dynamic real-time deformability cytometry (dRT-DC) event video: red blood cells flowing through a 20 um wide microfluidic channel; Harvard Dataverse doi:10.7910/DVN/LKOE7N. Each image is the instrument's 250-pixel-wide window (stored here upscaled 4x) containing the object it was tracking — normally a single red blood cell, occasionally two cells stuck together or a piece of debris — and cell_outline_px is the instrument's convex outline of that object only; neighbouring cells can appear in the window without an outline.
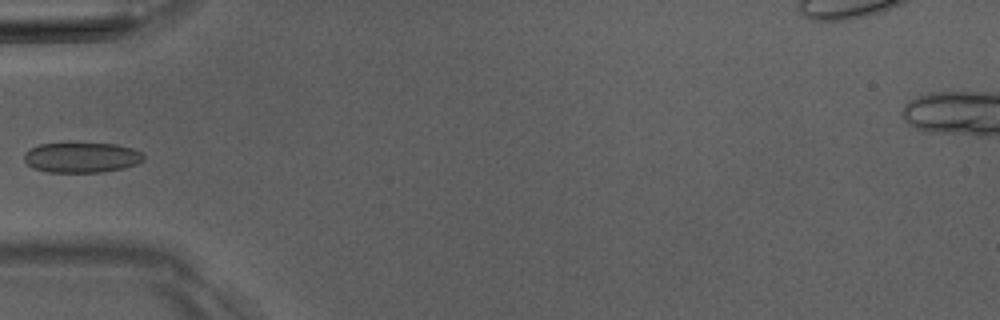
{"species": "Egyptian fruit bat (a non-hibernating species)", "species_latin": "Rousettus aegyptiacus", "temperature_condition": "room temperature", "stored_images_in_passage": 6, "camera_frame_rate_fps": 3000, "um_per_image_px": 0.085, "animal": {"sex": "male"}, "frame": {"image": 1, "passage_image": 5, "time_ms": 5.667, "image_size_px": [1000, 320], "cell_outline_px": [[144, 160], [136, 164], [124, 168], [100, 172], [48, 172], [36, 168], [28, 164], [24, 160], [24, 152], [40, 144], [116, 144], [132, 148], [140, 152], [144, 156]], "centroid_in_image_um": [6.96, 13.39], "position_along_channel_um": 78.0, "area_um2": 20.69}}